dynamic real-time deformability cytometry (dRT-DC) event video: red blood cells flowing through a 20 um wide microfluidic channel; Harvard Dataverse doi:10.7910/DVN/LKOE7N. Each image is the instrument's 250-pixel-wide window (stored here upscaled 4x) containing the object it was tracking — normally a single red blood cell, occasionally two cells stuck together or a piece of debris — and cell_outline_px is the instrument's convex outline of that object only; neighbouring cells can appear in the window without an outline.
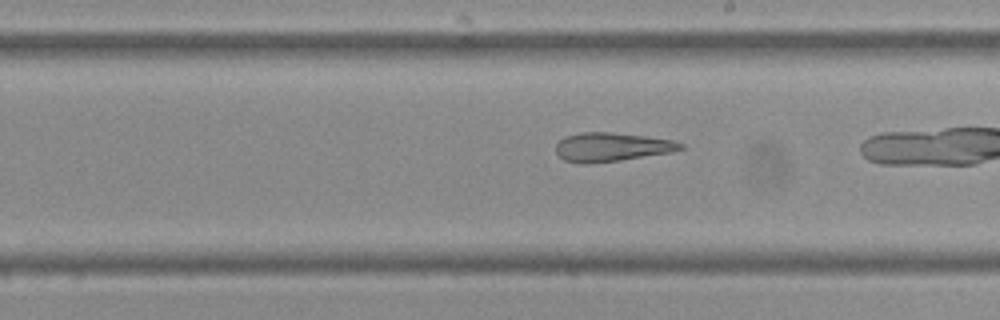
{"species": "Egyptian fruit bat (a non-hibernating species)", "species_latin": "Rousettus aegyptiacus", "temperature_condition": "cold", "stored_images_in_passage": 26, "camera_frame_rate_fps": 3000, "um_per_image_px": 0.085, "frame": {"image": 1, "passage_image": 15, "time_ms": 4.667, "image_size_px": [1000, 320], "cell_outline_px": [[684, 148], [672, 152], [620, 160], [584, 164], [580, 164], [564, 160], [556, 152], [556, 144], [564, 136], [580, 132], [612, 132], [644, 136], [672, 140], [684, 144]], "centroid_in_image_um": [51.96, 12.49], "position_along_channel_um": 237.0, "area_um2": 20.92}}